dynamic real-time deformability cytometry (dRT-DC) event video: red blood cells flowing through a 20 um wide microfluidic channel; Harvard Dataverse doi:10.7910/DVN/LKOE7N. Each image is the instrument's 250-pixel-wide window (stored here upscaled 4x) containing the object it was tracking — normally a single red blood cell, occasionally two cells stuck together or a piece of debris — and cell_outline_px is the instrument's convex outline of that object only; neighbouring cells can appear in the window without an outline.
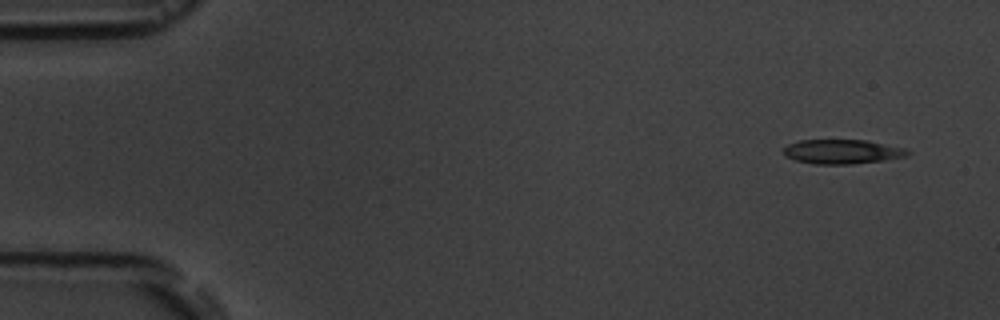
{"species": "common noctule bat (a hibernating species)", "species_latin": "Nyctalus noctula", "temperature_condition": "room temperature", "stored_images_in_passage": 4, "camera_frame_rate_fps": 3000, "um_per_image_px": 0.085, "animal": {"sex": "male", "body_mass_g": 19.5, "forearm_length_mm": 54.6}, "frame": {"image": 1, "passage_image": 1, "time_ms": 0.0, "image_size_px": [1000, 320], "cell_outline_px": [[912, 152], [908, 156], [884, 160], [852, 164], [816, 164], [796, 160], [784, 156], [784, 148], [788, 144], [800, 140], [868, 140], [904, 148]], "centroid_in_image_um": [71.61, 12.89], "position_along_channel_um": 13.4, "area_um2": 17.63}}
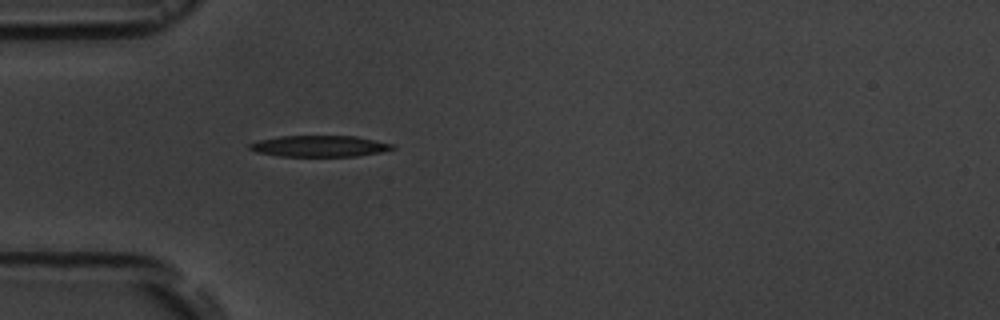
{"frame": {"image": 2, "passage_image": 4, "time_ms": 4.333, "image_size_px": [1000, 320], "cell_outline_px": [[396, 148], [380, 152], [356, 156], [280, 156], [256, 152], [248, 148], [248, 144], [260, 140], [280, 136], [356, 136], [396, 144]], "centroid_in_image_um": [27.19, 12.42], "position_along_channel_um": 57.8, "area_um2": 17.69}}